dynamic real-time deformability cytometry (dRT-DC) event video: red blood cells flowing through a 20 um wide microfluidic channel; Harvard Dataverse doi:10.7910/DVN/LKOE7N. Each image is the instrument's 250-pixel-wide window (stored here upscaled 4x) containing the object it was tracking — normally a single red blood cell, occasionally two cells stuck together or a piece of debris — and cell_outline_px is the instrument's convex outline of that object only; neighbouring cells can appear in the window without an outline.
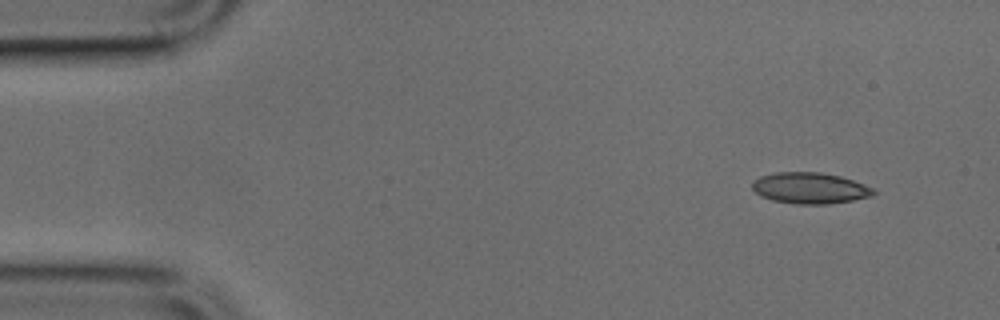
{"species": "common noctule bat (a hibernating species)", "species_latin": "Nyctalus noctula", "temperature_condition": "cold", "stored_images_in_passage": 46, "camera_frame_rate_fps": 3000, "um_per_image_px": 0.085, "animal": {"sex": "male", "body_mass_g": 17.9, "forearm_length_mm": 54.2}, "frame": {"image": 1, "passage_image": 1, "time_ms": 0.0, "image_size_px": [1000, 320], "cell_outline_px": [[876, 192], [872, 196], [852, 200], [828, 204], [796, 204], [772, 200], [760, 196], [752, 188], [752, 180], [760, 176], [776, 172], [820, 172], [840, 176], [852, 180], [872, 188]], "centroid_in_image_um": [68.8, 15.99], "position_along_channel_um": 16.2, "area_um2": 21.96}}
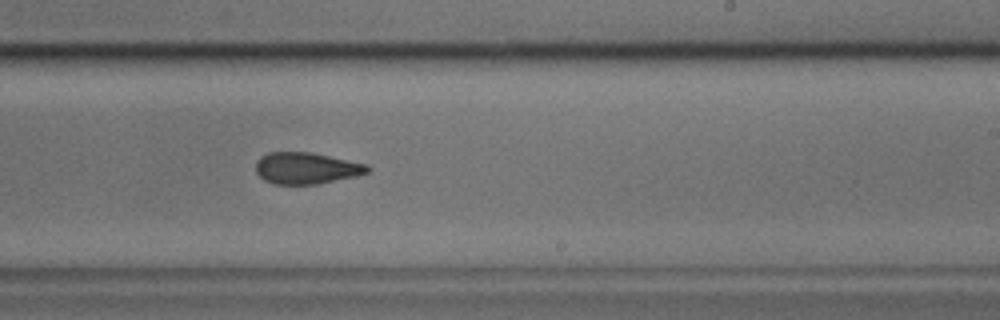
{"frame": {"image": 2, "passage_image": 26, "time_ms": 8.333, "image_size_px": [1000, 320], "cell_outline_px": [[372, 168], [368, 172], [356, 176], [316, 184], [272, 184], [264, 180], [256, 172], [256, 160], [260, 156], [268, 152], [312, 152], [368, 164]], "centroid_in_image_um": [26.03, 14.28], "position_along_channel_um": 263.0, "area_um2": 20.69}}
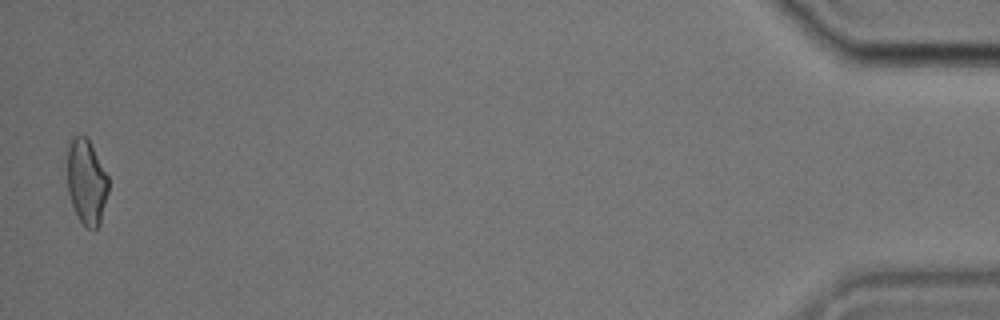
{"frame": {"image": 3, "passage_image": 45, "time_ms": 14.667, "image_size_px": [1000, 320], "cell_outline_px": [[108, 192], [100, 224], [96, 228], [88, 228], [80, 220], [72, 204], [68, 192], [68, 148], [72, 136], [84, 136], [88, 140], [108, 176]], "centroid_in_image_um": [7.36, 15.47], "position_along_channel_um": 427.8, "area_um2": 19.94}}